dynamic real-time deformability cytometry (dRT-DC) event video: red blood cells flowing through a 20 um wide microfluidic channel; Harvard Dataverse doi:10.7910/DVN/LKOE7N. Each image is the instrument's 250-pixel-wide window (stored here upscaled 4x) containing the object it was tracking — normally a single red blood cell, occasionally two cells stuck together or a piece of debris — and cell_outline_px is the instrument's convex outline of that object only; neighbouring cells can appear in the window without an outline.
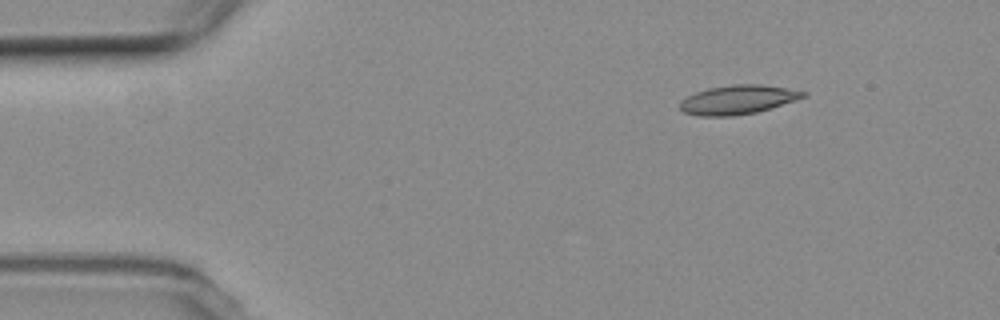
{"species": "common noctule bat (a hibernating species)", "species_latin": "Nyctalus noctula", "temperature_condition": "room temperature", "stored_images_in_passage": 5, "camera_frame_rate_fps": 3000, "um_per_image_px": 0.085, "animal": {"sex": "female", "body_mass_g": 19.3, "forearm_length_mm": 54.1}, "frame": {"image": 1, "passage_image": 1, "time_ms": 0.0, "image_size_px": [1000, 320], "cell_outline_px": [[808, 96], [756, 112], [732, 116], [700, 116], [684, 112], [680, 108], [680, 100], [696, 92], [708, 88], [732, 84], [760, 84], [788, 88], [808, 92]], "centroid_in_image_um": [62.72, 8.46], "position_along_channel_um": 22.3, "area_um2": 20.81}}
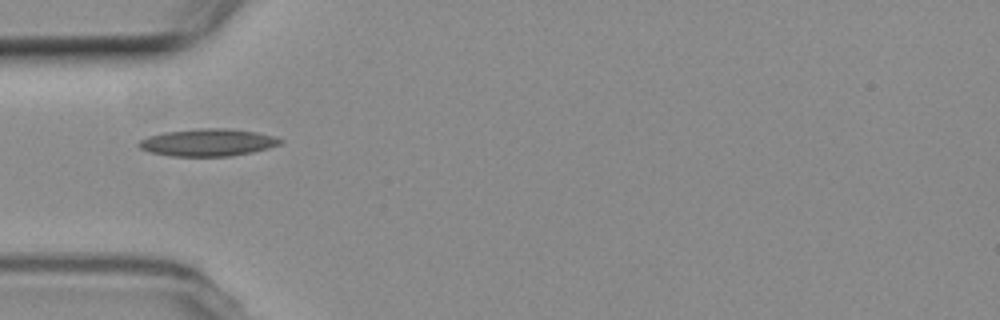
{"frame": {"image": 2, "passage_image": 4, "time_ms": 3.333, "image_size_px": [1000, 320], "cell_outline_px": [[284, 140], [280, 144], [268, 148], [252, 152], [232, 156], [172, 156], [148, 152], [140, 148], [136, 144], [140, 140], [148, 136], [164, 132], [200, 128], [228, 128], [256, 132], [276, 136]], "centroid_in_image_um": [17.66, 12.1], "position_along_channel_um": 67.3, "area_um2": 22.66}}
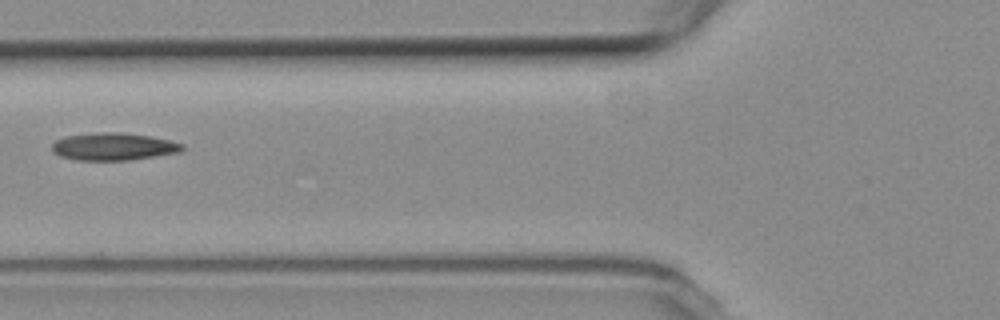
{"frame": {"image": 3, "passage_image": 5, "time_ms": 4.667, "image_size_px": [1000, 320], "cell_outline_px": [[184, 148], [180, 152], [128, 160], [76, 160], [60, 156], [52, 152], [52, 144], [56, 140], [64, 136], [96, 132], [120, 132], [148, 136], [168, 140], [184, 144]], "centroid_in_image_um": [9.6, 12.45], "position_along_channel_um": 116.2, "area_um2": 20.81}}